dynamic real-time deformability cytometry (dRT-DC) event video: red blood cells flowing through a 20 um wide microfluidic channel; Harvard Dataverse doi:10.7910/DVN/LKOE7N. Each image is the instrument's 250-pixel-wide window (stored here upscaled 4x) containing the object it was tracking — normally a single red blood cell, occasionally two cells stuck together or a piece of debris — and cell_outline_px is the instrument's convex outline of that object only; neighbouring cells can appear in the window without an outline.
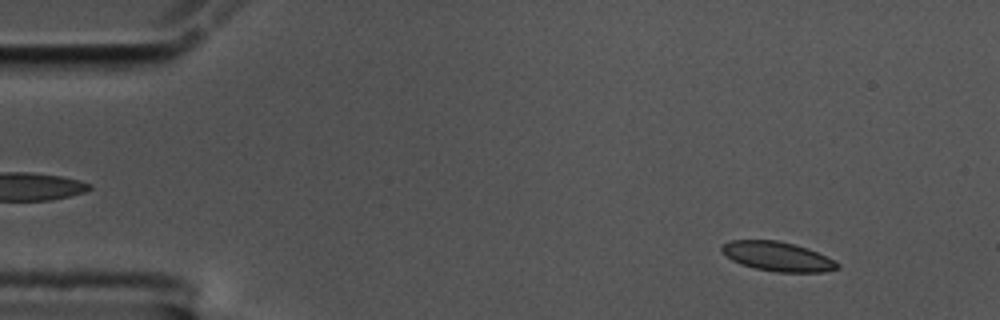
{"species": "common noctule bat (a hibernating species)", "species_latin": "Nyctalus noctula", "temperature_condition": "cold", "stored_images_in_passage": 57, "camera_frame_rate_fps": 3000, "um_per_image_px": 0.085, "animal": {"sex": "male", "body_mass_g": 17.5, "forearm_length_mm": 52.3}, "frame": {"image": 1, "passage_image": 6, "time_ms": 1.667, "image_size_px": [1000, 320], "cell_outline_px": [[840, 268], [824, 272], [776, 272], [756, 268], [740, 264], [732, 260], [720, 248], [724, 244], [732, 240], [776, 240], [796, 244], [808, 248], [840, 264]], "centroid_in_image_um": [66.11, 21.8], "position_along_channel_um": 18.9, "area_um2": 19.59}}
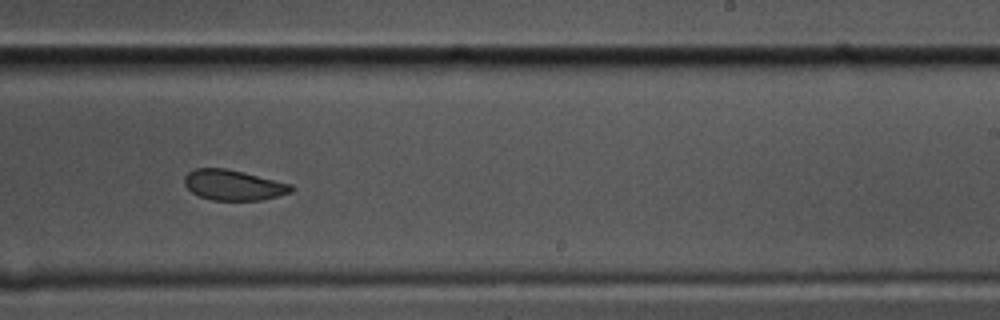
{"frame": {"image": 2, "passage_image": 35, "time_ms": 11.333, "image_size_px": [1000, 320], "cell_outline_px": [[296, 188], [292, 192], [264, 200], [212, 200], [200, 196], [192, 192], [184, 184], [184, 176], [188, 172], [196, 168], [228, 168], [292, 184]], "centroid_in_image_um": [19.87, 15.73], "position_along_channel_um": 269.1, "area_um2": 19.07}}
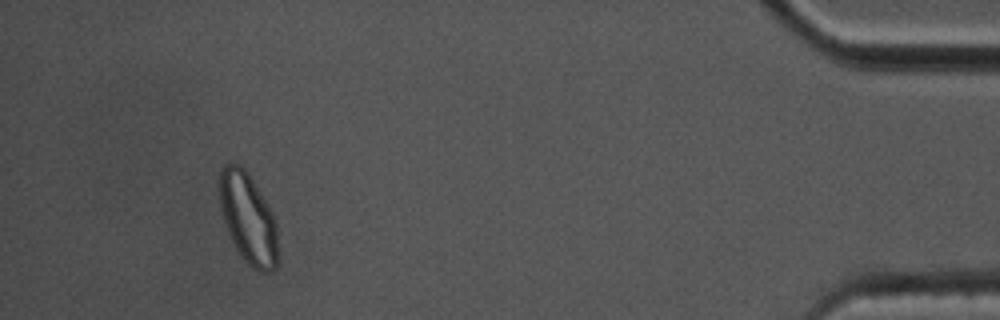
{"frame": {"image": 3, "passage_image": 53, "time_ms": 17.333, "image_size_px": [1000, 320], "cell_outline_px": [[276, 268], [272, 272], [260, 272], [252, 268], [244, 260], [236, 248], [228, 232], [220, 208], [220, 172], [224, 164], [240, 164], [248, 172], [272, 212], [276, 224]], "centroid_in_image_um": [21.08, 18.56], "position_along_channel_um": 414.1, "area_um2": 30.4}, "authors_computed_cell_mechanics": {"area_um2": 20.1722, "velocity_mm_per_s": 3.51, "shape_relaxation_time_tau1_ms": 5.3154, "shape_relaxation_time_tau2_ms": 2.2161, "deformation_change_tau1": 0.0929, "deformation_change_tau2": 0.0553}}